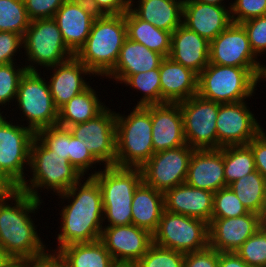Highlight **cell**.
<instances>
[{
  "mask_svg": "<svg viewBox=\"0 0 266 267\" xmlns=\"http://www.w3.org/2000/svg\"><path fill=\"white\" fill-rule=\"evenodd\" d=\"M83 183V184H82ZM63 205L60 212V232L55 237L56 249L74 244L99 240L103 224L102 193L98 182L92 177H83L70 189L57 195Z\"/></svg>",
  "mask_w": 266,
  "mask_h": 267,
  "instance_id": "1",
  "label": "cell"
},
{
  "mask_svg": "<svg viewBox=\"0 0 266 267\" xmlns=\"http://www.w3.org/2000/svg\"><path fill=\"white\" fill-rule=\"evenodd\" d=\"M42 203L18 188L0 197V246L11 258L35 257L48 250L31 218Z\"/></svg>",
  "mask_w": 266,
  "mask_h": 267,
  "instance_id": "2",
  "label": "cell"
},
{
  "mask_svg": "<svg viewBox=\"0 0 266 267\" xmlns=\"http://www.w3.org/2000/svg\"><path fill=\"white\" fill-rule=\"evenodd\" d=\"M126 38L124 14L97 15L84 46L75 56L102 79L115 67Z\"/></svg>",
  "mask_w": 266,
  "mask_h": 267,
  "instance_id": "3",
  "label": "cell"
},
{
  "mask_svg": "<svg viewBox=\"0 0 266 267\" xmlns=\"http://www.w3.org/2000/svg\"><path fill=\"white\" fill-rule=\"evenodd\" d=\"M29 168V178L18 189L38 200H42V189L59 195L84 177L65 156L48 149L36 136L31 144Z\"/></svg>",
  "mask_w": 266,
  "mask_h": 267,
  "instance_id": "4",
  "label": "cell"
},
{
  "mask_svg": "<svg viewBox=\"0 0 266 267\" xmlns=\"http://www.w3.org/2000/svg\"><path fill=\"white\" fill-rule=\"evenodd\" d=\"M266 68H243L209 63L198 75L197 94L216 103H235L255 96Z\"/></svg>",
  "mask_w": 266,
  "mask_h": 267,
  "instance_id": "5",
  "label": "cell"
},
{
  "mask_svg": "<svg viewBox=\"0 0 266 267\" xmlns=\"http://www.w3.org/2000/svg\"><path fill=\"white\" fill-rule=\"evenodd\" d=\"M154 153L151 105L134 106L128 115L116 112L115 166L141 168Z\"/></svg>",
  "mask_w": 266,
  "mask_h": 267,
  "instance_id": "6",
  "label": "cell"
},
{
  "mask_svg": "<svg viewBox=\"0 0 266 267\" xmlns=\"http://www.w3.org/2000/svg\"><path fill=\"white\" fill-rule=\"evenodd\" d=\"M102 167L92 177L102 193L104 226L107 222V226L132 224L131 206L135 189L142 182L141 169L115 165Z\"/></svg>",
  "mask_w": 266,
  "mask_h": 267,
  "instance_id": "7",
  "label": "cell"
},
{
  "mask_svg": "<svg viewBox=\"0 0 266 267\" xmlns=\"http://www.w3.org/2000/svg\"><path fill=\"white\" fill-rule=\"evenodd\" d=\"M45 72L26 71L20 79L14 102L15 105L17 102L15 107L20 111L18 114L22 119H18L21 124L28 125L35 133L42 128L57 126L58 123V108L52 99Z\"/></svg>",
  "mask_w": 266,
  "mask_h": 267,
  "instance_id": "8",
  "label": "cell"
},
{
  "mask_svg": "<svg viewBox=\"0 0 266 267\" xmlns=\"http://www.w3.org/2000/svg\"><path fill=\"white\" fill-rule=\"evenodd\" d=\"M23 51L22 56L26 57L24 65L27 71L47 69L75 56L64 43L53 18L30 22L23 36Z\"/></svg>",
  "mask_w": 266,
  "mask_h": 267,
  "instance_id": "9",
  "label": "cell"
},
{
  "mask_svg": "<svg viewBox=\"0 0 266 267\" xmlns=\"http://www.w3.org/2000/svg\"><path fill=\"white\" fill-rule=\"evenodd\" d=\"M3 115L0 114V172L19 188L28 176L25 171H29L30 149L36 133L18 124L17 118L15 123L13 117Z\"/></svg>",
  "mask_w": 266,
  "mask_h": 267,
  "instance_id": "10",
  "label": "cell"
},
{
  "mask_svg": "<svg viewBox=\"0 0 266 267\" xmlns=\"http://www.w3.org/2000/svg\"><path fill=\"white\" fill-rule=\"evenodd\" d=\"M152 236L154 244L183 253L209 246L208 223L165 209Z\"/></svg>",
  "mask_w": 266,
  "mask_h": 267,
  "instance_id": "11",
  "label": "cell"
},
{
  "mask_svg": "<svg viewBox=\"0 0 266 267\" xmlns=\"http://www.w3.org/2000/svg\"><path fill=\"white\" fill-rule=\"evenodd\" d=\"M179 104L186 143L194 149H217L216 119L220 103L196 94Z\"/></svg>",
  "mask_w": 266,
  "mask_h": 267,
  "instance_id": "12",
  "label": "cell"
},
{
  "mask_svg": "<svg viewBox=\"0 0 266 267\" xmlns=\"http://www.w3.org/2000/svg\"><path fill=\"white\" fill-rule=\"evenodd\" d=\"M193 151L187 144L155 152L140 168L142 181L163 193L185 183Z\"/></svg>",
  "mask_w": 266,
  "mask_h": 267,
  "instance_id": "13",
  "label": "cell"
},
{
  "mask_svg": "<svg viewBox=\"0 0 266 267\" xmlns=\"http://www.w3.org/2000/svg\"><path fill=\"white\" fill-rule=\"evenodd\" d=\"M71 134L84 141L90 153L103 166H114L116 158V111L108 106L95 118L68 127Z\"/></svg>",
  "mask_w": 266,
  "mask_h": 267,
  "instance_id": "14",
  "label": "cell"
},
{
  "mask_svg": "<svg viewBox=\"0 0 266 267\" xmlns=\"http://www.w3.org/2000/svg\"><path fill=\"white\" fill-rule=\"evenodd\" d=\"M247 101L220 104L216 119L217 149L247 145L264 128Z\"/></svg>",
  "mask_w": 266,
  "mask_h": 267,
  "instance_id": "15",
  "label": "cell"
},
{
  "mask_svg": "<svg viewBox=\"0 0 266 267\" xmlns=\"http://www.w3.org/2000/svg\"><path fill=\"white\" fill-rule=\"evenodd\" d=\"M252 51L244 27L231 23L210 41L209 63L243 68H266Z\"/></svg>",
  "mask_w": 266,
  "mask_h": 267,
  "instance_id": "16",
  "label": "cell"
},
{
  "mask_svg": "<svg viewBox=\"0 0 266 267\" xmlns=\"http://www.w3.org/2000/svg\"><path fill=\"white\" fill-rule=\"evenodd\" d=\"M100 240L116 263L136 264L153 243L152 234L133 224L104 226Z\"/></svg>",
  "mask_w": 266,
  "mask_h": 267,
  "instance_id": "17",
  "label": "cell"
},
{
  "mask_svg": "<svg viewBox=\"0 0 266 267\" xmlns=\"http://www.w3.org/2000/svg\"><path fill=\"white\" fill-rule=\"evenodd\" d=\"M261 226L262 217L254 212L238 217L211 218L209 246L218 252H236Z\"/></svg>",
  "mask_w": 266,
  "mask_h": 267,
  "instance_id": "18",
  "label": "cell"
},
{
  "mask_svg": "<svg viewBox=\"0 0 266 267\" xmlns=\"http://www.w3.org/2000/svg\"><path fill=\"white\" fill-rule=\"evenodd\" d=\"M97 15L86 0H66L53 16L64 43L74 55L84 46Z\"/></svg>",
  "mask_w": 266,
  "mask_h": 267,
  "instance_id": "19",
  "label": "cell"
},
{
  "mask_svg": "<svg viewBox=\"0 0 266 267\" xmlns=\"http://www.w3.org/2000/svg\"><path fill=\"white\" fill-rule=\"evenodd\" d=\"M46 71L53 73L46 75V78L49 80L50 93L58 109L90 86L91 83L86 81L88 79L85 76L91 77V80L95 77L76 56L49 67Z\"/></svg>",
  "mask_w": 266,
  "mask_h": 267,
  "instance_id": "20",
  "label": "cell"
},
{
  "mask_svg": "<svg viewBox=\"0 0 266 267\" xmlns=\"http://www.w3.org/2000/svg\"><path fill=\"white\" fill-rule=\"evenodd\" d=\"M185 183L213 193L227 187L224 176V147L194 149Z\"/></svg>",
  "mask_w": 266,
  "mask_h": 267,
  "instance_id": "21",
  "label": "cell"
},
{
  "mask_svg": "<svg viewBox=\"0 0 266 267\" xmlns=\"http://www.w3.org/2000/svg\"><path fill=\"white\" fill-rule=\"evenodd\" d=\"M230 7L184 1L182 24L210 42L232 23Z\"/></svg>",
  "mask_w": 266,
  "mask_h": 267,
  "instance_id": "22",
  "label": "cell"
},
{
  "mask_svg": "<svg viewBox=\"0 0 266 267\" xmlns=\"http://www.w3.org/2000/svg\"><path fill=\"white\" fill-rule=\"evenodd\" d=\"M154 152L187 145L179 103L151 105Z\"/></svg>",
  "mask_w": 266,
  "mask_h": 267,
  "instance_id": "23",
  "label": "cell"
},
{
  "mask_svg": "<svg viewBox=\"0 0 266 267\" xmlns=\"http://www.w3.org/2000/svg\"><path fill=\"white\" fill-rule=\"evenodd\" d=\"M214 193L182 183L164 193L165 210L188 217L211 221Z\"/></svg>",
  "mask_w": 266,
  "mask_h": 267,
  "instance_id": "24",
  "label": "cell"
},
{
  "mask_svg": "<svg viewBox=\"0 0 266 267\" xmlns=\"http://www.w3.org/2000/svg\"><path fill=\"white\" fill-rule=\"evenodd\" d=\"M210 42L181 24L171 35L169 58L198 75L209 64Z\"/></svg>",
  "mask_w": 266,
  "mask_h": 267,
  "instance_id": "25",
  "label": "cell"
},
{
  "mask_svg": "<svg viewBox=\"0 0 266 267\" xmlns=\"http://www.w3.org/2000/svg\"><path fill=\"white\" fill-rule=\"evenodd\" d=\"M161 104L180 103L198 92V74L165 57L160 64Z\"/></svg>",
  "mask_w": 266,
  "mask_h": 267,
  "instance_id": "26",
  "label": "cell"
},
{
  "mask_svg": "<svg viewBox=\"0 0 266 267\" xmlns=\"http://www.w3.org/2000/svg\"><path fill=\"white\" fill-rule=\"evenodd\" d=\"M164 58L163 55L148 49L145 45L126 38L115 67L105 79L115 80L114 82L122 85L130 75L159 68Z\"/></svg>",
  "mask_w": 266,
  "mask_h": 267,
  "instance_id": "27",
  "label": "cell"
},
{
  "mask_svg": "<svg viewBox=\"0 0 266 267\" xmlns=\"http://www.w3.org/2000/svg\"><path fill=\"white\" fill-rule=\"evenodd\" d=\"M183 2L184 0H131L130 10L139 19L173 33L182 24Z\"/></svg>",
  "mask_w": 266,
  "mask_h": 267,
  "instance_id": "28",
  "label": "cell"
},
{
  "mask_svg": "<svg viewBox=\"0 0 266 267\" xmlns=\"http://www.w3.org/2000/svg\"><path fill=\"white\" fill-rule=\"evenodd\" d=\"M164 209V193L142 181L133 195L132 224L153 234L158 228Z\"/></svg>",
  "mask_w": 266,
  "mask_h": 267,
  "instance_id": "29",
  "label": "cell"
},
{
  "mask_svg": "<svg viewBox=\"0 0 266 267\" xmlns=\"http://www.w3.org/2000/svg\"><path fill=\"white\" fill-rule=\"evenodd\" d=\"M94 88L90 85L58 109L57 126L68 128L71 125L87 122L107 107L105 101L103 103L100 100L101 97L98 96V91L96 92Z\"/></svg>",
  "mask_w": 266,
  "mask_h": 267,
  "instance_id": "30",
  "label": "cell"
},
{
  "mask_svg": "<svg viewBox=\"0 0 266 267\" xmlns=\"http://www.w3.org/2000/svg\"><path fill=\"white\" fill-rule=\"evenodd\" d=\"M58 253L66 267H114L117 264L100 239L70 244Z\"/></svg>",
  "mask_w": 266,
  "mask_h": 267,
  "instance_id": "31",
  "label": "cell"
},
{
  "mask_svg": "<svg viewBox=\"0 0 266 267\" xmlns=\"http://www.w3.org/2000/svg\"><path fill=\"white\" fill-rule=\"evenodd\" d=\"M127 38L145 45L148 49L168 57L171 50V32L156 28L149 22L139 19L130 9L124 13Z\"/></svg>",
  "mask_w": 266,
  "mask_h": 267,
  "instance_id": "32",
  "label": "cell"
},
{
  "mask_svg": "<svg viewBox=\"0 0 266 267\" xmlns=\"http://www.w3.org/2000/svg\"><path fill=\"white\" fill-rule=\"evenodd\" d=\"M229 187L249 212L263 215L266 207V179L256 170Z\"/></svg>",
  "mask_w": 266,
  "mask_h": 267,
  "instance_id": "33",
  "label": "cell"
},
{
  "mask_svg": "<svg viewBox=\"0 0 266 267\" xmlns=\"http://www.w3.org/2000/svg\"><path fill=\"white\" fill-rule=\"evenodd\" d=\"M254 171V155L248 145L224 147V176L227 186Z\"/></svg>",
  "mask_w": 266,
  "mask_h": 267,
  "instance_id": "34",
  "label": "cell"
},
{
  "mask_svg": "<svg viewBox=\"0 0 266 267\" xmlns=\"http://www.w3.org/2000/svg\"><path fill=\"white\" fill-rule=\"evenodd\" d=\"M122 84L141 94L135 106L161 104L160 67L130 75Z\"/></svg>",
  "mask_w": 266,
  "mask_h": 267,
  "instance_id": "35",
  "label": "cell"
},
{
  "mask_svg": "<svg viewBox=\"0 0 266 267\" xmlns=\"http://www.w3.org/2000/svg\"><path fill=\"white\" fill-rule=\"evenodd\" d=\"M30 22L24 0H0V31L24 36Z\"/></svg>",
  "mask_w": 266,
  "mask_h": 267,
  "instance_id": "36",
  "label": "cell"
},
{
  "mask_svg": "<svg viewBox=\"0 0 266 267\" xmlns=\"http://www.w3.org/2000/svg\"><path fill=\"white\" fill-rule=\"evenodd\" d=\"M24 63L16 64L9 63L0 65V107L5 108L8 105V108L11 105L10 103L16 101L18 86L21 77L27 71ZM17 65V66H16ZM8 102V103H7ZM4 105V106H3ZM0 108V114H3L4 111ZM2 111V112H1Z\"/></svg>",
  "mask_w": 266,
  "mask_h": 267,
  "instance_id": "37",
  "label": "cell"
},
{
  "mask_svg": "<svg viewBox=\"0 0 266 267\" xmlns=\"http://www.w3.org/2000/svg\"><path fill=\"white\" fill-rule=\"evenodd\" d=\"M235 253L250 267H266V227L262 225Z\"/></svg>",
  "mask_w": 266,
  "mask_h": 267,
  "instance_id": "38",
  "label": "cell"
},
{
  "mask_svg": "<svg viewBox=\"0 0 266 267\" xmlns=\"http://www.w3.org/2000/svg\"><path fill=\"white\" fill-rule=\"evenodd\" d=\"M249 211L238 199L234 191L224 187L214 192L213 212L211 218H230L248 214Z\"/></svg>",
  "mask_w": 266,
  "mask_h": 267,
  "instance_id": "39",
  "label": "cell"
},
{
  "mask_svg": "<svg viewBox=\"0 0 266 267\" xmlns=\"http://www.w3.org/2000/svg\"><path fill=\"white\" fill-rule=\"evenodd\" d=\"M185 253L158 246L154 243L135 264L136 267H183Z\"/></svg>",
  "mask_w": 266,
  "mask_h": 267,
  "instance_id": "40",
  "label": "cell"
},
{
  "mask_svg": "<svg viewBox=\"0 0 266 267\" xmlns=\"http://www.w3.org/2000/svg\"><path fill=\"white\" fill-rule=\"evenodd\" d=\"M69 162L83 176H94L98 171L93 168H98L96 165H102L87 149L84 141L74 137L69 131ZM94 166V167H93ZM92 168V169H91ZM89 170L91 173H89ZM93 170V171H92ZM89 174H88V173Z\"/></svg>",
  "mask_w": 266,
  "mask_h": 267,
  "instance_id": "41",
  "label": "cell"
},
{
  "mask_svg": "<svg viewBox=\"0 0 266 267\" xmlns=\"http://www.w3.org/2000/svg\"><path fill=\"white\" fill-rule=\"evenodd\" d=\"M36 137L50 150L69 160V130L60 126L46 127L36 132Z\"/></svg>",
  "mask_w": 266,
  "mask_h": 267,
  "instance_id": "42",
  "label": "cell"
},
{
  "mask_svg": "<svg viewBox=\"0 0 266 267\" xmlns=\"http://www.w3.org/2000/svg\"><path fill=\"white\" fill-rule=\"evenodd\" d=\"M231 19L241 24L252 18L266 15V0H232Z\"/></svg>",
  "mask_w": 266,
  "mask_h": 267,
  "instance_id": "43",
  "label": "cell"
},
{
  "mask_svg": "<svg viewBox=\"0 0 266 267\" xmlns=\"http://www.w3.org/2000/svg\"><path fill=\"white\" fill-rule=\"evenodd\" d=\"M241 25L247 33L254 54L257 57L266 54V15L252 18Z\"/></svg>",
  "mask_w": 266,
  "mask_h": 267,
  "instance_id": "44",
  "label": "cell"
},
{
  "mask_svg": "<svg viewBox=\"0 0 266 267\" xmlns=\"http://www.w3.org/2000/svg\"><path fill=\"white\" fill-rule=\"evenodd\" d=\"M22 48V35L14 32L0 31V65L16 63V56L17 54H22L20 53Z\"/></svg>",
  "mask_w": 266,
  "mask_h": 267,
  "instance_id": "45",
  "label": "cell"
},
{
  "mask_svg": "<svg viewBox=\"0 0 266 267\" xmlns=\"http://www.w3.org/2000/svg\"><path fill=\"white\" fill-rule=\"evenodd\" d=\"M66 0H24L29 19H51Z\"/></svg>",
  "mask_w": 266,
  "mask_h": 267,
  "instance_id": "46",
  "label": "cell"
},
{
  "mask_svg": "<svg viewBox=\"0 0 266 267\" xmlns=\"http://www.w3.org/2000/svg\"><path fill=\"white\" fill-rule=\"evenodd\" d=\"M219 252L210 246L185 253L183 267H218Z\"/></svg>",
  "mask_w": 266,
  "mask_h": 267,
  "instance_id": "47",
  "label": "cell"
},
{
  "mask_svg": "<svg viewBox=\"0 0 266 267\" xmlns=\"http://www.w3.org/2000/svg\"><path fill=\"white\" fill-rule=\"evenodd\" d=\"M98 15L124 14L130 9L131 0H86Z\"/></svg>",
  "mask_w": 266,
  "mask_h": 267,
  "instance_id": "48",
  "label": "cell"
},
{
  "mask_svg": "<svg viewBox=\"0 0 266 267\" xmlns=\"http://www.w3.org/2000/svg\"><path fill=\"white\" fill-rule=\"evenodd\" d=\"M254 155L256 170L266 179V131L263 129L247 144Z\"/></svg>",
  "mask_w": 266,
  "mask_h": 267,
  "instance_id": "49",
  "label": "cell"
},
{
  "mask_svg": "<svg viewBox=\"0 0 266 267\" xmlns=\"http://www.w3.org/2000/svg\"><path fill=\"white\" fill-rule=\"evenodd\" d=\"M50 249L42 255L22 258L21 267H66L65 262L57 251H51ZM50 250V252H49Z\"/></svg>",
  "mask_w": 266,
  "mask_h": 267,
  "instance_id": "50",
  "label": "cell"
},
{
  "mask_svg": "<svg viewBox=\"0 0 266 267\" xmlns=\"http://www.w3.org/2000/svg\"><path fill=\"white\" fill-rule=\"evenodd\" d=\"M218 267H250L235 252H219Z\"/></svg>",
  "mask_w": 266,
  "mask_h": 267,
  "instance_id": "51",
  "label": "cell"
},
{
  "mask_svg": "<svg viewBox=\"0 0 266 267\" xmlns=\"http://www.w3.org/2000/svg\"><path fill=\"white\" fill-rule=\"evenodd\" d=\"M0 185L7 192L17 189L1 172H0Z\"/></svg>",
  "mask_w": 266,
  "mask_h": 267,
  "instance_id": "52",
  "label": "cell"
},
{
  "mask_svg": "<svg viewBox=\"0 0 266 267\" xmlns=\"http://www.w3.org/2000/svg\"><path fill=\"white\" fill-rule=\"evenodd\" d=\"M22 258H10L0 267H21Z\"/></svg>",
  "mask_w": 266,
  "mask_h": 267,
  "instance_id": "53",
  "label": "cell"
},
{
  "mask_svg": "<svg viewBox=\"0 0 266 267\" xmlns=\"http://www.w3.org/2000/svg\"><path fill=\"white\" fill-rule=\"evenodd\" d=\"M184 1H196V2H201L205 4L217 5V6H227L226 4H224L226 3L225 0H184ZM227 2H229V0Z\"/></svg>",
  "mask_w": 266,
  "mask_h": 267,
  "instance_id": "54",
  "label": "cell"
},
{
  "mask_svg": "<svg viewBox=\"0 0 266 267\" xmlns=\"http://www.w3.org/2000/svg\"><path fill=\"white\" fill-rule=\"evenodd\" d=\"M11 257L6 253V251L0 246V266L7 262Z\"/></svg>",
  "mask_w": 266,
  "mask_h": 267,
  "instance_id": "55",
  "label": "cell"
},
{
  "mask_svg": "<svg viewBox=\"0 0 266 267\" xmlns=\"http://www.w3.org/2000/svg\"><path fill=\"white\" fill-rule=\"evenodd\" d=\"M114 267H136L135 264L117 263Z\"/></svg>",
  "mask_w": 266,
  "mask_h": 267,
  "instance_id": "56",
  "label": "cell"
},
{
  "mask_svg": "<svg viewBox=\"0 0 266 267\" xmlns=\"http://www.w3.org/2000/svg\"><path fill=\"white\" fill-rule=\"evenodd\" d=\"M261 217H262V225L266 227V207Z\"/></svg>",
  "mask_w": 266,
  "mask_h": 267,
  "instance_id": "57",
  "label": "cell"
},
{
  "mask_svg": "<svg viewBox=\"0 0 266 267\" xmlns=\"http://www.w3.org/2000/svg\"><path fill=\"white\" fill-rule=\"evenodd\" d=\"M7 191L0 185V197H2Z\"/></svg>",
  "mask_w": 266,
  "mask_h": 267,
  "instance_id": "58",
  "label": "cell"
}]
</instances>
